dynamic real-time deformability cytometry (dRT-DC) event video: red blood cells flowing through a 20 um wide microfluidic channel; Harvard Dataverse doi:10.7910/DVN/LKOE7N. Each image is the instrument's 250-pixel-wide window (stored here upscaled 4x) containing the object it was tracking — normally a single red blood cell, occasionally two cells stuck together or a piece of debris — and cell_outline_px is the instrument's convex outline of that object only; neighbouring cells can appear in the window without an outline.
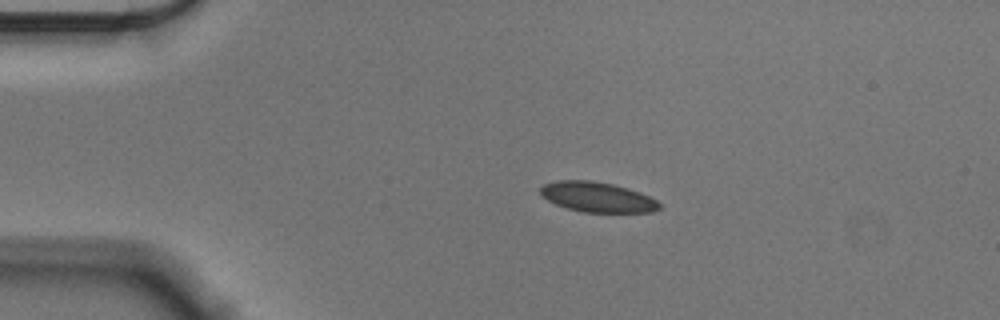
{"species": "Egyptian fruit bat (a non-hibernating species)", "species_latin": "Rousettus aegyptiacus", "temperature_condition": "cold", "stored_images_in_passage": 46, "camera_frame_rate_fps": 3000, "um_per_image_px": 0.085, "animal": {"sex": "male"}, "frame": {"image": 1, "passage_image": 1, "time_ms": 0.0, "image_size_px": [1000, 320], "cell_outline_px": [[660, 208], [652, 212], [584, 212], [568, 208], [556, 204], [548, 200], [540, 192], [540, 188], [544, 184], [556, 180], [592, 180], [612, 184], [628, 188], [640, 192], [656, 200], [660, 204]], "centroid_in_image_um": [50.78, 16.74], "position_along_channel_um": 34.2, "area_um2": 20.69}}
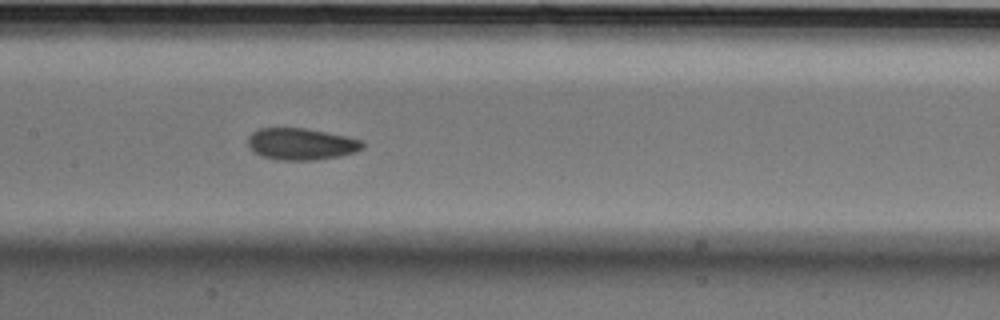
{"frame": {"image": 2, "passage_image": 17, "time_ms": 5.333, "image_size_px": [1000, 320], "cell_outline_px": [[364, 148], [340, 156], [316, 160], [276, 160], [260, 156], [252, 152], [248, 144], [248, 136], [252, 132], [260, 128], [304, 128], [344, 136], [360, 140], [364, 144]], "centroid_in_image_um": [25.53, 12.25], "position_along_channel_um": 181.9, "area_um2": 21.15}}
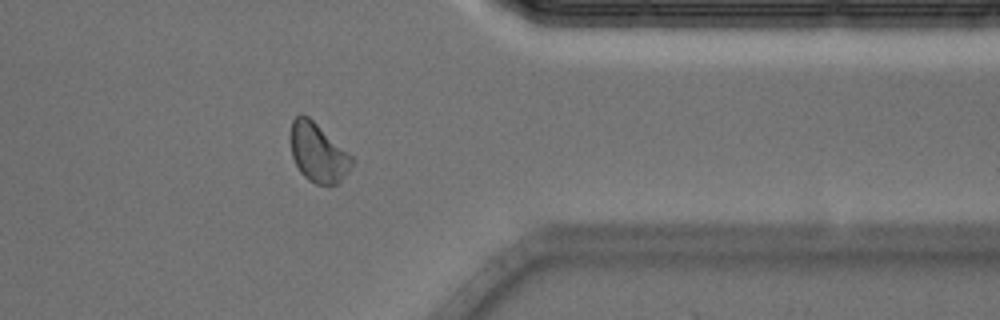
{"frame": {"image": 3, "passage_image": 35, "time_ms": 11.333, "image_size_px": [1000, 320], "cell_outline_px": [[356, 160], [348, 172], [336, 184], [316, 184], [308, 180], [300, 172], [292, 156], [288, 136], [292, 120], [300, 112], [308, 116], [352, 156]], "centroid_in_image_um": [26.99, 12.95], "position_along_channel_um": 384.4, "area_um2": 21.21}, "authors_computed_cell_mechanics": {"area_um2": 21.1837, "velocity_mm_per_s": 3.552, "shape_relaxation_time_tau1_ms": 4.0766, "shape_relaxation_time_tau2_ms": 1.9303, "deformation_change_tau1": 0.0793, "deformation_change_tau2": 0.0748}}